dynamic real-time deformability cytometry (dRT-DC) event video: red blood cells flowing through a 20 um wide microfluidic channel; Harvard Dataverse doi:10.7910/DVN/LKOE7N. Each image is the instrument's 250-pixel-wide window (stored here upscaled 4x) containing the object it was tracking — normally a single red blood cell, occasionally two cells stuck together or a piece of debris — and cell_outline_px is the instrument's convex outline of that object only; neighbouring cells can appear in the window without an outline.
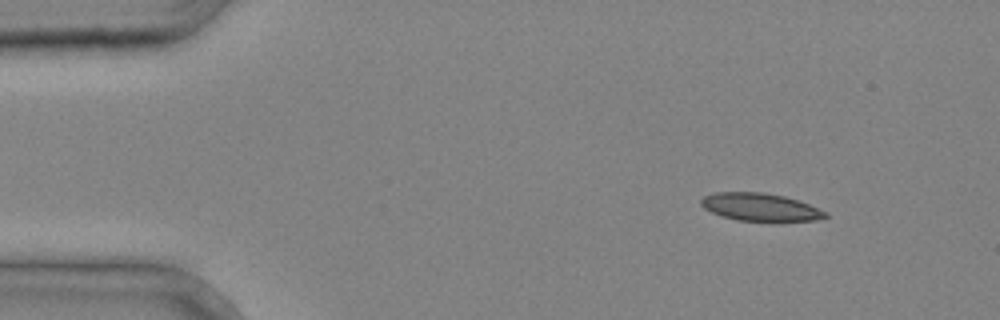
{"species": "common noctule bat (a hibernating species)", "species_latin": "Nyctalus noctula", "temperature_condition": "cold", "stored_images_in_passage": 4, "camera_frame_rate_fps": 3000, "um_per_image_px": 0.085, "animal": {"sex": "male", "body_mass_g": 20.4}, "frame": {"image": 1, "passage_image": 1, "time_ms": 0.0, "image_size_px": [1000, 320], "cell_outline_px": [[828, 216], [816, 220], [776, 224], [736, 220], [712, 212], [704, 208], [700, 204], [700, 200], [704, 196], [716, 192], [764, 192], [784, 196], [800, 200], [828, 212]], "centroid_in_image_um": [64.7, 17.65], "position_along_channel_um": 20.3, "area_um2": 21.04}}
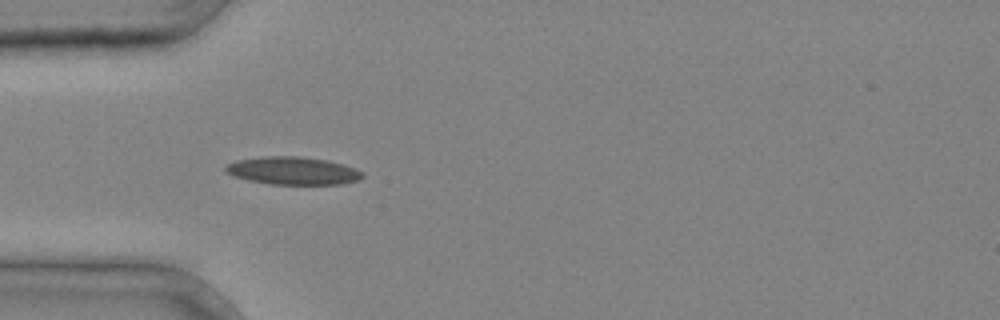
{"frame": {"image": 2, "passage_image": 3, "time_ms": 0.667, "image_size_px": [1000, 320], "cell_outline_px": [[364, 176], [360, 180], [340, 184], [272, 184], [248, 180], [224, 172], [224, 168], [228, 164], [236, 160], [264, 156], [300, 156], [324, 160], [340, 164], [364, 172]], "centroid_in_image_um": [24.88, 14.51], "position_along_channel_um": 60.1, "area_um2": 21.96}}